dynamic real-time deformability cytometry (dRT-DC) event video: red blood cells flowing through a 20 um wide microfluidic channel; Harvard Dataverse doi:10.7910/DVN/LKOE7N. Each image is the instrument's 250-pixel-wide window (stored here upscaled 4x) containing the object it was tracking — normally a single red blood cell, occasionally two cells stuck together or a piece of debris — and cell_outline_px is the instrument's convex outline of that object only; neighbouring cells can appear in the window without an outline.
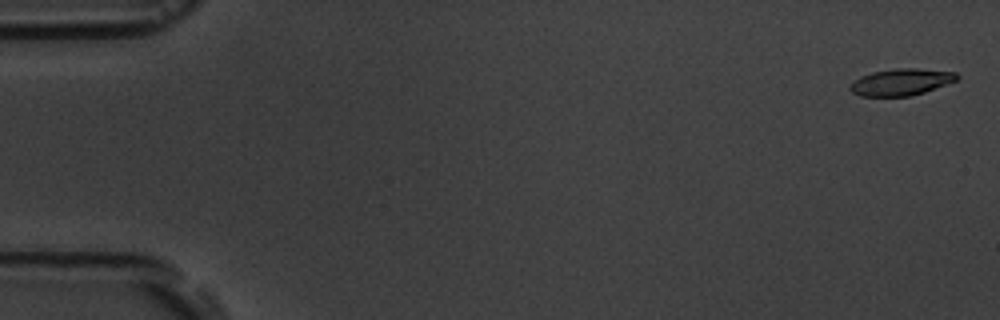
{"species": "common noctule bat (a hibernating species)", "species_latin": "Nyctalus noctula", "temperature_condition": "room temperature", "stored_images_in_passage": 5, "camera_frame_rate_fps": 3000, "um_per_image_px": 0.085, "animal": {"sex": "male", "body_mass_g": 19.5, "forearm_length_mm": 54.6}, "frame": {"image": 1, "passage_image": 1, "time_ms": 0.0, "image_size_px": [1000, 320], "cell_outline_px": [[960, 76], [956, 80], [924, 92], [912, 96], [860, 96], [852, 92], [848, 88], [860, 76], [872, 72], [896, 68], [916, 68], [956, 72]], "centroid_in_image_um": [76.59, 6.97], "position_along_channel_um": 8.4, "area_um2": 16.53}}
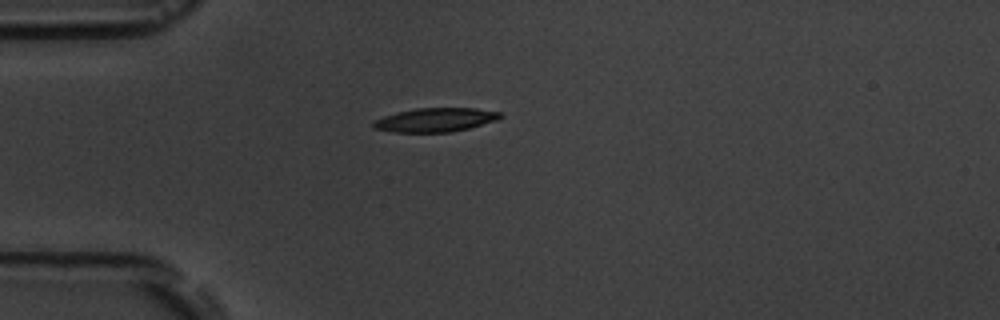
{"frame": {"image": 2, "passage_image": 5, "time_ms": 4.667, "image_size_px": [1000, 320], "cell_outline_px": [[504, 116], [496, 120], [468, 128], [452, 132], [392, 132], [372, 128], [372, 120], [396, 112], [416, 108], [476, 108], [500, 112]], "centroid_in_image_um": [36.96, 10.19], "position_along_channel_um": 48.0, "area_um2": 17.74}}